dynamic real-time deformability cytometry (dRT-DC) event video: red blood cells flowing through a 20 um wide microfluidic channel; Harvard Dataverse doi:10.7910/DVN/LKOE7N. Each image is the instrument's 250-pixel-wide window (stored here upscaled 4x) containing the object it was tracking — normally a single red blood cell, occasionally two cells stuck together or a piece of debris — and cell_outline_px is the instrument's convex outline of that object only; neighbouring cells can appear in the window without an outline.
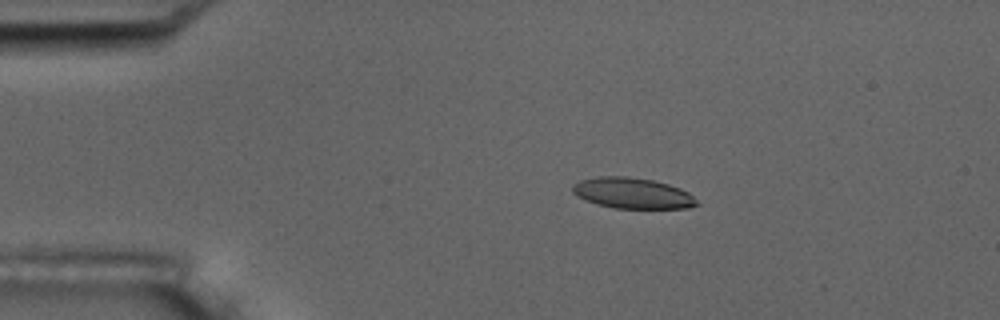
{"species": "common noctule bat (a hibernating species)", "species_latin": "Nyctalus noctula", "temperature_condition": "room temperature", "stored_images_in_passage": 9, "camera_frame_rate_fps": 3000, "um_per_image_px": 0.085, "animal": {"sex": "male", "body_mass_g": 17.5, "forearm_length_mm": 52.3}, "frame": {"image": 1, "passage_image": 4, "time_ms": 3.333, "image_size_px": [1000, 320], "cell_outline_px": [[700, 204], [688, 208], [616, 208], [596, 204], [584, 200], [576, 196], [572, 192], [572, 184], [580, 180], [596, 176], [628, 176], [652, 180], [668, 184], [680, 188], [688, 192]], "centroid_in_image_um": [53.72, 16.41], "position_along_channel_um": 31.3, "area_um2": 22.43}}
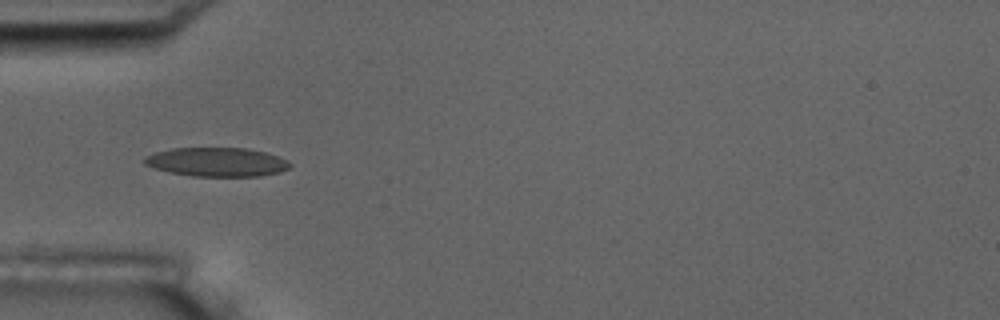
{"frame": {"image": 2, "passage_image": 6, "time_ms": 5.667, "image_size_px": [1000, 320], "cell_outline_px": [[292, 164], [288, 168], [280, 172], [260, 176], [192, 176], [168, 172], [144, 164], [140, 160], [144, 156], [156, 152], [172, 148], [244, 148], [264, 152], [288, 160]], "centroid_in_image_um": [18.39, 13.77], "position_along_channel_um": 66.6, "area_um2": 24.57}}
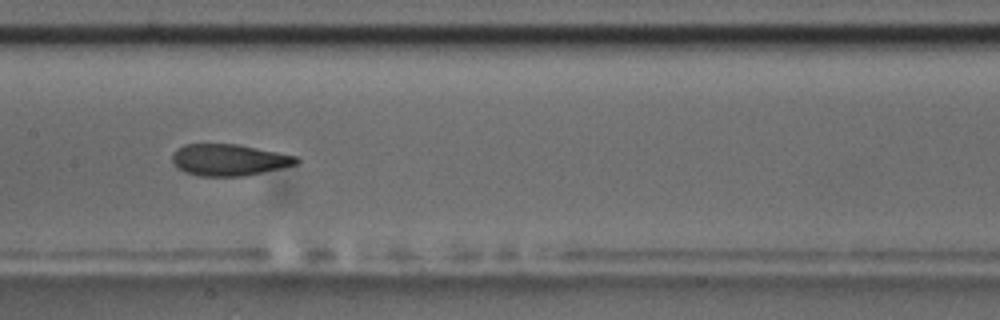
{"frame": {"image": 3, "passage_image": 9, "time_ms": 9.0, "image_size_px": [1000, 320], "cell_outline_px": [[300, 160], [296, 164], [280, 168], [244, 176], [200, 176], [184, 172], [172, 160], [172, 156], [184, 144], [236, 144], [296, 156]], "centroid_in_image_um": [19.47, 13.59], "position_along_channel_um": 187.9, "area_um2": 22.37}}